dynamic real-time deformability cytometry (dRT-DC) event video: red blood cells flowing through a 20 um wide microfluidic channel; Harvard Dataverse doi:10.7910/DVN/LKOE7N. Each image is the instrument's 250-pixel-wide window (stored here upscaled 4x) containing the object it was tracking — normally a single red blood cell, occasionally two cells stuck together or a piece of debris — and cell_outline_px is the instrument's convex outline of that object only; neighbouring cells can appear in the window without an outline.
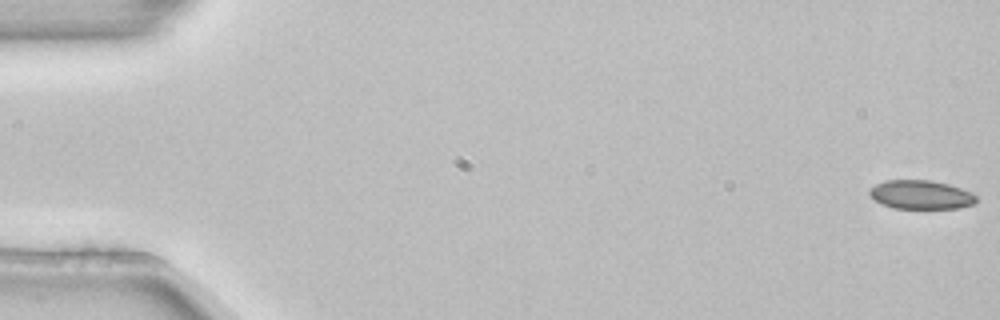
{"species": "common noctule bat (a hibernating species)", "species_latin": "Nyctalus noctula", "temperature_condition": "room temperature", "stored_images_in_passage": 5, "camera_frame_rate_fps": 3000, "um_per_image_px": 0.085, "animal": {"sex": "female", "body_mass_g": 22.7, "forearm_length_mm": 54.2}, "frame": {"image": 1, "passage_image": 1, "time_ms": 0.0, "image_size_px": [1000, 320], "cell_outline_px": [[976, 200], [972, 204], [960, 208], [892, 208], [880, 204], [868, 192], [868, 188], [884, 180], [932, 180], [948, 184], [972, 192], [976, 196]], "centroid_in_image_um": [78.24, 16.54], "position_along_channel_um": 6.8, "area_um2": 17.98}}
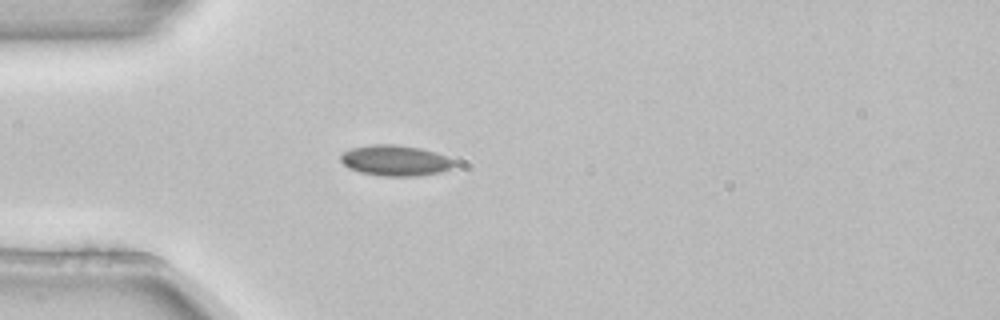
{"frame": {"image": 2, "passage_image": 5, "time_ms": 1.333, "image_size_px": [1000, 320], "cell_outline_px": [[452, 168], [440, 172], [416, 176], [380, 176], [360, 172], [348, 168], [340, 160], [340, 156], [344, 152], [352, 148], [372, 144], [396, 144], [420, 148], [436, 152], [452, 160]], "centroid_in_image_um": [33.56, 13.64], "position_along_channel_um": 51.4, "area_um2": 20.17}}